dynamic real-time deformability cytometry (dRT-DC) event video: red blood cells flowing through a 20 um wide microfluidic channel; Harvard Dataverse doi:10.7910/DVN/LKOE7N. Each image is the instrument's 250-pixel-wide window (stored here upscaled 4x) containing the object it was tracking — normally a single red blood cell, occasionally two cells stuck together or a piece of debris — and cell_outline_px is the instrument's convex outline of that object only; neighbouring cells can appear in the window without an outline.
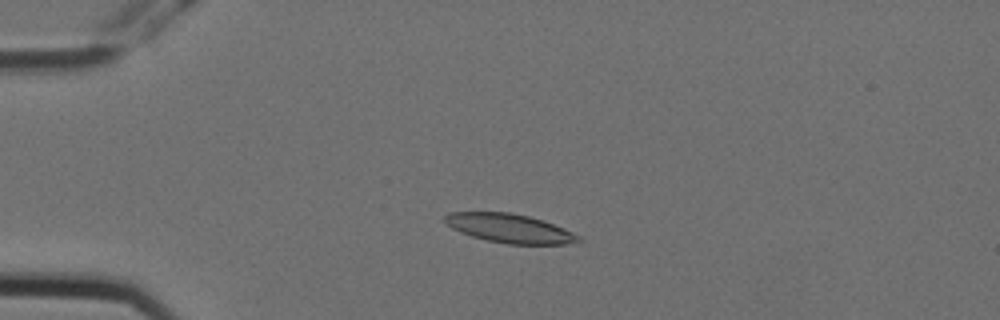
{"species": "Egyptian fruit bat (a non-hibernating species)", "species_latin": "Rousettus aegyptiacus", "temperature_condition": "cold", "stored_images_in_passage": 6, "camera_frame_rate_fps": 3000, "um_per_image_px": 0.085, "animal": {"sex": "female"}, "frame": {"image": 1, "passage_image": 4, "time_ms": 1.0, "image_size_px": [1000, 320], "cell_outline_px": [[584, 240], [564, 244], [508, 244], [488, 240], [472, 236], [460, 232], [452, 228], [444, 220], [444, 216], [452, 212], [508, 212], [528, 216], [544, 220], [564, 228], [580, 236]], "centroid_in_image_um": [43.34, 19.41], "position_along_channel_um": 41.7, "area_um2": 22.37}}
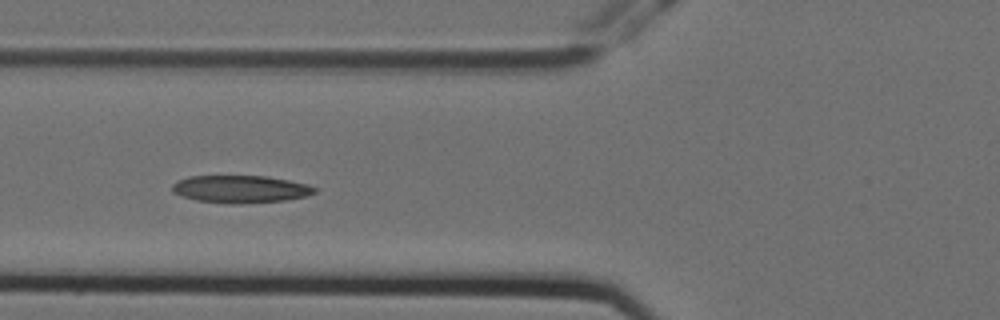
{"frame": {"image": 2, "passage_image": 6, "time_ms": 1.667, "image_size_px": [1000, 320], "cell_outline_px": [[316, 192], [308, 196], [288, 200], [240, 204], [232, 204], [196, 200], [172, 192], [172, 184], [176, 180], [188, 176], [268, 176], [308, 184], [316, 188]], "centroid_in_image_um": [20.46, 16.07], "position_along_channel_um": 105.3, "area_um2": 23.0}}